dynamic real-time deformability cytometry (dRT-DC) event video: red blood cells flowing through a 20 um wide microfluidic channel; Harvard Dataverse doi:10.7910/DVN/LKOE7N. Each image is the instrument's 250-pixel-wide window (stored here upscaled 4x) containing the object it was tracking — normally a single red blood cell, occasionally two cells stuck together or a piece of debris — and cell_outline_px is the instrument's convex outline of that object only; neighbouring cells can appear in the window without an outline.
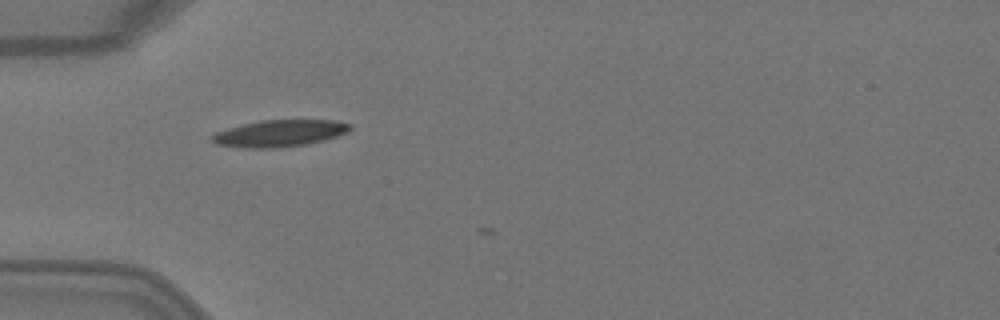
{"species": "Egyptian fruit bat (a non-hibernating species)", "species_latin": "Rousettus aegyptiacus", "temperature_condition": "warm", "stored_images_in_passage": 3, "camera_frame_rate_fps": 3000, "um_per_image_px": 0.085, "animal": {"sex": "female"}, "frame": {"image": 1, "passage_image": 2, "time_ms": 0.333, "image_size_px": [1000, 320], "cell_outline_px": [[352, 128], [348, 132], [336, 136], [304, 144], [280, 148], [244, 148], [216, 144], [212, 140], [212, 136], [216, 132], [228, 128], [260, 120], [336, 120], [352, 124]], "centroid_in_image_um": [23.78, 11.33], "position_along_channel_um": 61.2, "area_um2": 21.39}}